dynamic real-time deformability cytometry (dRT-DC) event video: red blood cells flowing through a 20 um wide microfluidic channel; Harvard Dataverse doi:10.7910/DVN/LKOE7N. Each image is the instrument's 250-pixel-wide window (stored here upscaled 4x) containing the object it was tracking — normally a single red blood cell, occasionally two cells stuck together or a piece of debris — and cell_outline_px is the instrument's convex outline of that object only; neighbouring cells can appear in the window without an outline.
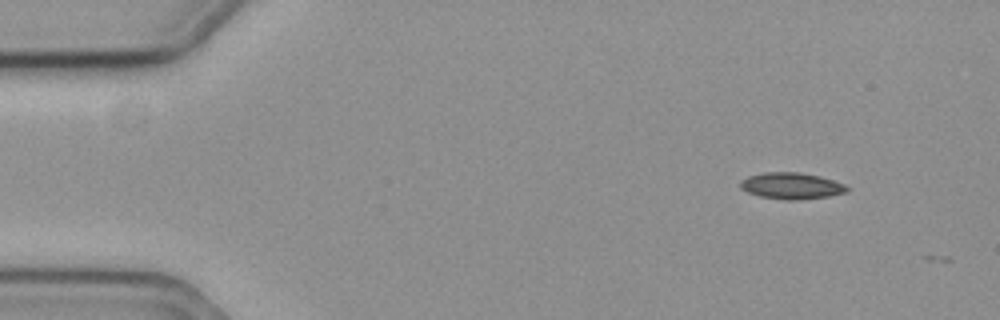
{"species": "common noctule bat (a hibernating species)", "species_latin": "Nyctalus noctula", "temperature_condition": "cold", "stored_images_in_passage": 2, "camera_frame_rate_fps": 3000, "um_per_image_px": 0.085, "animal": {"sex": "female", "body_mass_g": 19.3, "forearm_length_mm": 54.1}, "frame": {"image": 1, "passage_image": 1, "time_ms": 0.0, "image_size_px": [1000, 320], "cell_outline_px": [[848, 192], [828, 196], [800, 200], [784, 200], [760, 196], [748, 192], [740, 188], [740, 180], [748, 176], [764, 172], [800, 172], [820, 176], [844, 184], [848, 188]], "centroid_in_image_um": [67.26, 15.79], "position_along_channel_um": 17.7, "area_um2": 16.47}}